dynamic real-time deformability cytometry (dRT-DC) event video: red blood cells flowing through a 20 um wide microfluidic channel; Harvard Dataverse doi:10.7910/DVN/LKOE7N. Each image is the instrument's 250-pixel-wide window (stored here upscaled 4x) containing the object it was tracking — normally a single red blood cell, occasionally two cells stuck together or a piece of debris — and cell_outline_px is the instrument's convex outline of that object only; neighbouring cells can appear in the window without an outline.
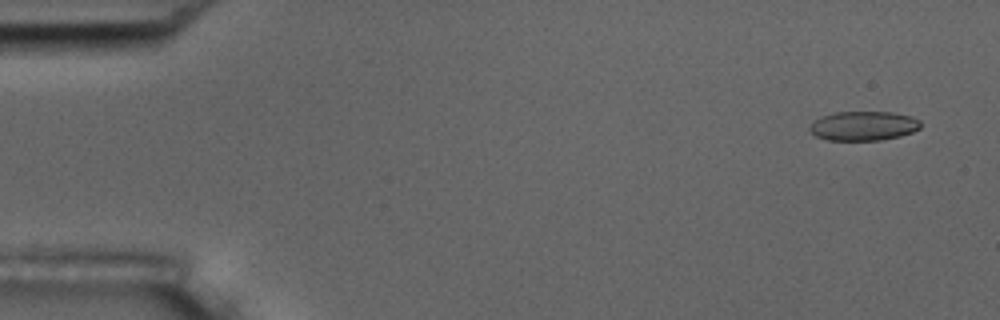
{"species": "common noctule bat (a hibernating species)", "species_latin": "Nyctalus noctula", "temperature_condition": "room temperature", "stored_images_in_passage": 9, "camera_frame_rate_fps": 3000, "um_per_image_px": 0.085, "animal": {"sex": "male", "body_mass_g": 17.5, "forearm_length_mm": 52.3}, "frame": {"image": 1, "passage_image": 1, "time_ms": 0.0, "image_size_px": [1000, 320], "cell_outline_px": [[920, 128], [912, 132], [900, 136], [880, 140], [828, 140], [816, 136], [808, 128], [820, 116], [836, 112], [892, 112], [912, 116], [920, 120]], "centroid_in_image_um": [73.41, 10.69], "position_along_channel_um": 11.6, "area_um2": 18.9}}
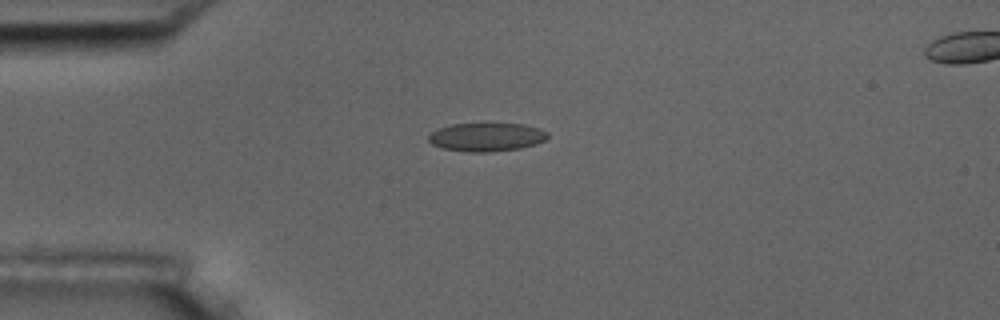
{"frame": {"image": 2, "passage_image": 4, "time_ms": 3.667, "image_size_px": [1000, 320], "cell_outline_px": [[548, 136], [544, 140], [536, 144], [520, 148], [488, 152], [468, 152], [444, 148], [432, 144], [428, 140], [428, 136], [432, 132], [440, 128], [452, 124], [524, 124], [540, 128], [548, 132]], "centroid_in_image_um": [41.38, 11.65], "position_along_channel_um": 43.6, "area_um2": 19.59}}
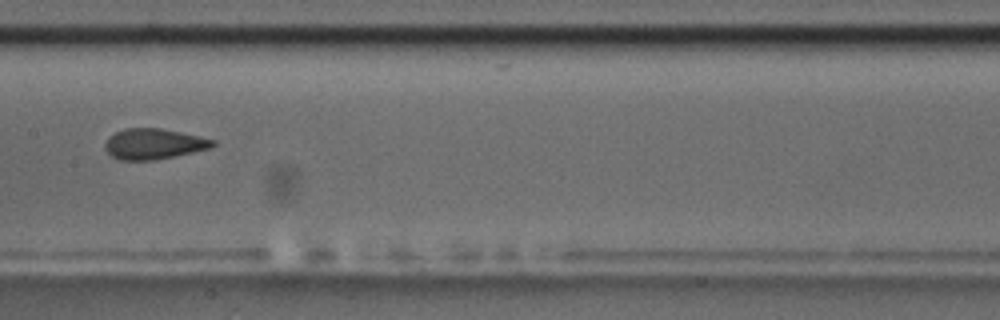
{"frame": {"image": 3, "passage_image": 8, "time_ms": 8.333, "image_size_px": [1000, 320], "cell_outline_px": [[216, 144], [212, 148], [176, 156], [152, 160], [120, 160], [112, 156], [104, 148], [104, 144], [108, 136], [124, 128], [160, 128], [180, 132], [216, 140]], "centroid_in_image_um": [13.07, 12.23], "position_along_channel_um": 194.3, "area_um2": 19.31}}